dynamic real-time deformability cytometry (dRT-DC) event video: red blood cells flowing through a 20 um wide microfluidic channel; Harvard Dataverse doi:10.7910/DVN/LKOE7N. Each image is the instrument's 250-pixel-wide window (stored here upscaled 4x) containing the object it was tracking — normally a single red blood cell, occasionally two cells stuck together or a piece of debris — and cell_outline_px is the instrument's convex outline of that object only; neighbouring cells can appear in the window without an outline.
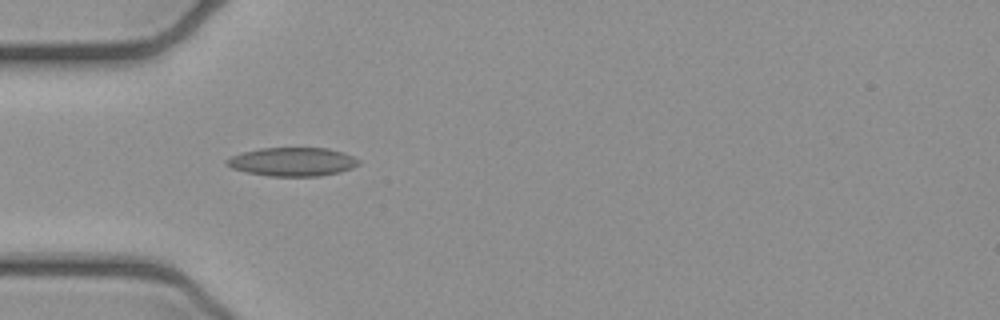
{"species": "common noctule bat (a hibernating species)", "species_latin": "Nyctalus noctula", "temperature_condition": "cold", "stored_images_in_passage": 5, "camera_frame_rate_fps": 3000, "um_per_image_px": 0.085, "animal": {"sex": "female", "body_mass_g": 21.9}, "frame": {"image": 1, "passage_image": 5, "time_ms": 1.333, "image_size_px": [1000, 320], "cell_outline_px": [[360, 164], [352, 168], [340, 172], [320, 176], [268, 176], [248, 172], [232, 168], [224, 164], [224, 160], [232, 156], [244, 152], [260, 148], [328, 148], [344, 152], [360, 160]], "centroid_in_image_um": [24.88, 13.75], "position_along_channel_um": 60.1, "area_um2": 22.08}}